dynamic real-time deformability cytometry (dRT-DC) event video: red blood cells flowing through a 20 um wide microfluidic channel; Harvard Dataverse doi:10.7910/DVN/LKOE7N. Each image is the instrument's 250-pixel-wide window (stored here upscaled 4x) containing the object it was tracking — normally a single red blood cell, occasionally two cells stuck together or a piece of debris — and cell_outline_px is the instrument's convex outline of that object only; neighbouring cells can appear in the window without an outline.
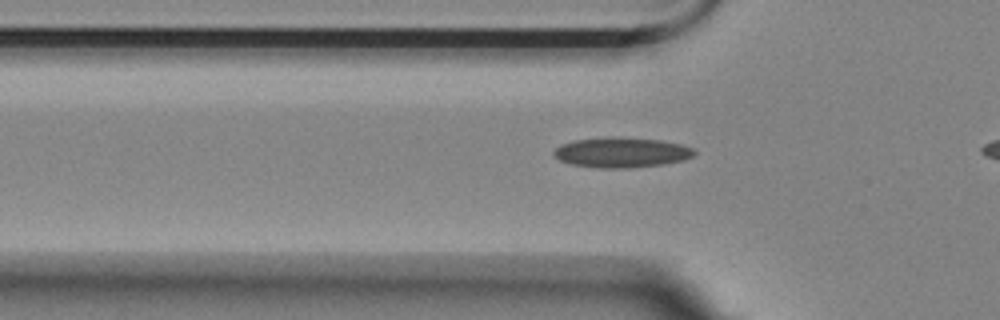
{"species": "Egyptian fruit bat (a non-hibernating species)", "species_latin": "Rousettus aegyptiacus", "temperature_condition": "room temperature", "stored_images_in_passage": 6, "camera_frame_rate_fps": 3000, "um_per_image_px": 0.085, "animal": {"sex": "female"}, "frame": {"image": 1, "passage_image": 3, "time_ms": 0.667, "image_size_px": [1000, 320], "cell_outline_px": [[696, 152], [692, 156], [684, 160], [664, 164], [632, 168], [600, 168], [572, 164], [560, 160], [552, 152], [560, 144], [576, 140], [660, 140], [680, 144], [692, 148]], "centroid_in_image_um": [52.86, 13.02], "position_along_channel_um": 72.9, "area_um2": 23.41}}